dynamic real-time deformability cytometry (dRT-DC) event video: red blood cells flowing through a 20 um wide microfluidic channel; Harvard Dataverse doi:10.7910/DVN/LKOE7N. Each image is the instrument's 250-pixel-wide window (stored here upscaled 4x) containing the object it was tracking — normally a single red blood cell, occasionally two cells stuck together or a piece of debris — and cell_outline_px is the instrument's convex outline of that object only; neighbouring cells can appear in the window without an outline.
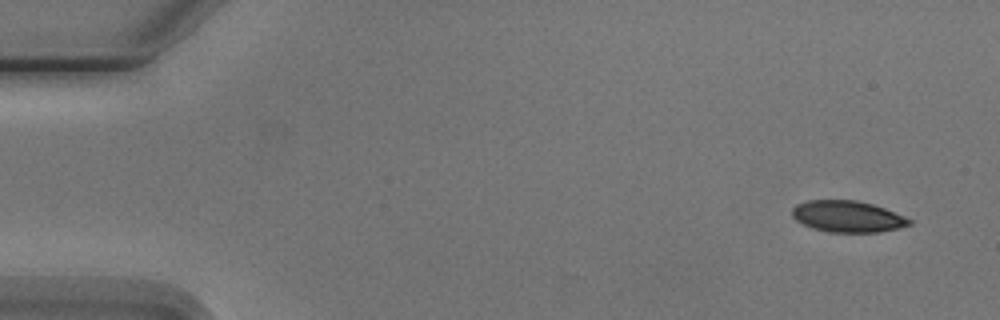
{"species": "Egyptian fruit bat (a non-hibernating species)", "species_latin": "Rousettus aegyptiacus", "temperature_condition": "cold", "stored_images_in_passage": 4, "camera_frame_rate_fps": 3000, "um_per_image_px": 0.085, "animal": {"sex": "male"}, "frame": {"image": 1, "passage_image": 1, "time_ms": 0.0, "image_size_px": [1000, 320], "cell_outline_px": [[912, 224], [900, 228], [880, 232], [828, 232], [812, 228], [796, 220], [792, 216], [792, 208], [796, 204], [808, 200], [856, 200], [872, 204], [884, 208], [904, 216], [912, 220]], "centroid_in_image_um": [72.05, 18.4], "position_along_channel_um": 13.0, "area_um2": 21.5}}
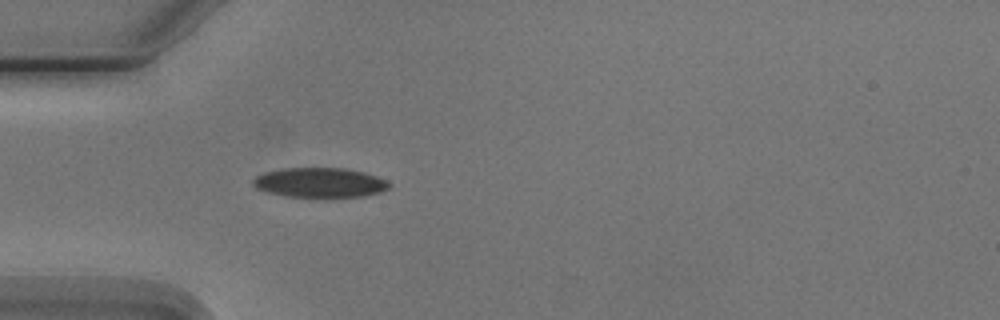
{"frame": {"image": 2, "passage_image": 4, "time_ms": 4.333, "image_size_px": [1000, 320], "cell_outline_px": [[392, 184], [388, 188], [380, 192], [360, 196], [324, 200], [288, 196], [268, 192], [256, 188], [252, 184], [252, 180], [256, 176], [264, 172], [284, 168], [344, 168], [364, 172], [376, 176]], "centroid_in_image_um": [27.17, 15.55], "position_along_channel_um": 57.8, "area_um2": 24.22}}